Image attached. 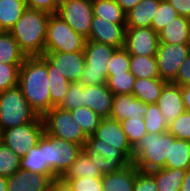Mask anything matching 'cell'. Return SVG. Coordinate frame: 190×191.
I'll list each match as a JSON object with an SVG mask.
<instances>
[{"instance_id": "1", "label": "cell", "mask_w": 190, "mask_h": 191, "mask_svg": "<svg viewBox=\"0 0 190 191\" xmlns=\"http://www.w3.org/2000/svg\"><path fill=\"white\" fill-rule=\"evenodd\" d=\"M132 149L121 123L113 118L101 120L95 133L82 146L88 156H103L106 174L116 173L132 164Z\"/></svg>"}, {"instance_id": "2", "label": "cell", "mask_w": 190, "mask_h": 191, "mask_svg": "<svg viewBox=\"0 0 190 191\" xmlns=\"http://www.w3.org/2000/svg\"><path fill=\"white\" fill-rule=\"evenodd\" d=\"M49 82L47 60L43 56L26 57L19 69L18 87L40 117L51 110Z\"/></svg>"}, {"instance_id": "3", "label": "cell", "mask_w": 190, "mask_h": 191, "mask_svg": "<svg viewBox=\"0 0 190 191\" xmlns=\"http://www.w3.org/2000/svg\"><path fill=\"white\" fill-rule=\"evenodd\" d=\"M49 16V13L27 7L9 31L26 57L43 55Z\"/></svg>"}, {"instance_id": "4", "label": "cell", "mask_w": 190, "mask_h": 191, "mask_svg": "<svg viewBox=\"0 0 190 191\" xmlns=\"http://www.w3.org/2000/svg\"><path fill=\"white\" fill-rule=\"evenodd\" d=\"M175 139L169 132L147 133L132 149V164L144 172L165 168Z\"/></svg>"}, {"instance_id": "5", "label": "cell", "mask_w": 190, "mask_h": 191, "mask_svg": "<svg viewBox=\"0 0 190 191\" xmlns=\"http://www.w3.org/2000/svg\"><path fill=\"white\" fill-rule=\"evenodd\" d=\"M38 144L44 149L45 161L56 178H62L82 152V145L46 133Z\"/></svg>"}, {"instance_id": "6", "label": "cell", "mask_w": 190, "mask_h": 191, "mask_svg": "<svg viewBox=\"0 0 190 191\" xmlns=\"http://www.w3.org/2000/svg\"><path fill=\"white\" fill-rule=\"evenodd\" d=\"M37 117L18 86L0 92V132L33 122Z\"/></svg>"}, {"instance_id": "7", "label": "cell", "mask_w": 190, "mask_h": 191, "mask_svg": "<svg viewBox=\"0 0 190 191\" xmlns=\"http://www.w3.org/2000/svg\"><path fill=\"white\" fill-rule=\"evenodd\" d=\"M86 38L78 34L56 13L50 14L44 52L72 53L84 51Z\"/></svg>"}, {"instance_id": "8", "label": "cell", "mask_w": 190, "mask_h": 191, "mask_svg": "<svg viewBox=\"0 0 190 191\" xmlns=\"http://www.w3.org/2000/svg\"><path fill=\"white\" fill-rule=\"evenodd\" d=\"M115 50L113 46L86 40L84 48L86 62L80 83L84 86L106 84L107 64Z\"/></svg>"}, {"instance_id": "9", "label": "cell", "mask_w": 190, "mask_h": 191, "mask_svg": "<svg viewBox=\"0 0 190 191\" xmlns=\"http://www.w3.org/2000/svg\"><path fill=\"white\" fill-rule=\"evenodd\" d=\"M41 118L44 124V132L49 136L82 146L88 138L82 127L73 119L71 111L60 107H53Z\"/></svg>"}, {"instance_id": "10", "label": "cell", "mask_w": 190, "mask_h": 191, "mask_svg": "<svg viewBox=\"0 0 190 191\" xmlns=\"http://www.w3.org/2000/svg\"><path fill=\"white\" fill-rule=\"evenodd\" d=\"M44 133L42 118L38 116L33 122L1 131L0 141L22 158L28 150L38 145Z\"/></svg>"}, {"instance_id": "11", "label": "cell", "mask_w": 190, "mask_h": 191, "mask_svg": "<svg viewBox=\"0 0 190 191\" xmlns=\"http://www.w3.org/2000/svg\"><path fill=\"white\" fill-rule=\"evenodd\" d=\"M56 14L78 34L88 38L94 17L92 0H61Z\"/></svg>"}, {"instance_id": "12", "label": "cell", "mask_w": 190, "mask_h": 191, "mask_svg": "<svg viewBox=\"0 0 190 191\" xmlns=\"http://www.w3.org/2000/svg\"><path fill=\"white\" fill-rule=\"evenodd\" d=\"M42 56L47 60L48 72L61 73L71 83L80 82L86 62L84 51L44 52Z\"/></svg>"}, {"instance_id": "13", "label": "cell", "mask_w": 190, "mask_h": 191, "mask_svg": "<svg viewBox=\"0 0 190 191\" xmlns=\"http://www.w3.org/2000/svg\"><path fill=\"white\" fill-rule=\"evenodd\" d=\"M189 53L190 49L186 43H160L155 56L160 79L166 82H173L182 62Z\"/></svg>"}, {"instance_id": "14", "label": "cell", "mask_w": 190, "mask_h": 191, "mask_svg": "<svg viewBox=\"0 0 190 191\" xmlns=\"http://www.w3.org/2000/svg\"><path fill=\"white\" fill-rule=\"evenodd\" d=\"M160 39L158 33L149 28H126L125 46L129 55L156 56Z\"/></svg>"}, {"instance_id": "15", "label": "cell", "mask_w": 190, "mask_h": 191, "mask_svg": "<svg viewBox=\"0 0 190 191\" xmlns=\"http://www.w3.org/2000/svg\"><path fill=\"white\" fill-rule=\"evenodd\" d=\"M126 24H115L94 16L90 33L86 40L113 46L116 49L125 46Z\"/></svg>"}, {"instance_id": "16", "label": "cell", "mask_w": 190, "mask_h": 191, "mask_svg": "<svg viewBox=\"0 0 190 191\" xmlns=\"http://www.w3.org/2000/svg\"><path fill=\"white\" fill-rule=\"evenodd\" d=\"M103 175H106V162L104 157L101 155L97 157L88 156L82 151L62 179L70 180L80 177L102 178Z\"/></svg>"}, {"instance_id": "17", "label": "cell", "mask_w": 190, "mask_h": 191, "mask_svg": "<svg viewBox=\"0 0 190 191\" xmlns=\"http://www.w3.org/2000/svg\"><path fill=\"white\" fill-rule=\"evenodd\" d=\"M156 105L169 125L174 119L186 111L181 96V86L167 82L157 99Z\"/></svg>"}, {"instance_id": "18", "label": "cell", "mask_w": 190, "mask_h": 191, "mask_svg": "<svg viewBox=\"0 0 190 191\" xmlns=\"http://www.w3.org/2000/svg\"><path fill=\"white\" fill-rule=\"evenodd\" d=\"M52 181L47 174L18 170L7 177V191H49Z\"/></svg>"}, {"instance_id": "19", "label": "cell", "mask_w": 190, "mask_h": 191, "mask_svg": "<svg viewBox=\"0 0 190 191\" xmlns=\"http://www.w3.org/2000/svg\"><path fill=\"white\" fill-rule=\"evenodd\" d=\"M147 110L148 104L132 94L114 95L110 118L119 122L127 118H143Z\"/></svg>"}, {"instance_id": "20", "label": "cell", "mask_w": 190, "mask_h": 191, "mask_svg": "<svg viewBox=\"0 0 190 191\" xmlns=\"http://www.w3.org/2000/svg\"><path fill=\"white\" fill-rule=\"evenodd\" d=\"M113 97L114 94L106 84L85 86V106L92 109L102 119L110 118Z\"/></svg>"}, {"instance_id": "21", "label": "cell", "mask_w": 190, "mask_h": 191, "mask_svg": "<svg viewBox=\"0 0 190 191\" xmlns=\"http://www.w3.org/2000/svg\"><path fill=\"white\" fill-rule=\"evenodd\" d=\"M160 0H141L126 13V28H149Z\"/></svg>"}, {"instance_id": "22", "label": "cell", "mask_w": 190, "mask_h": 191, "mask_svg": "<svg viewBox=\"0 0 190 191\" xmlns=\"http://www.w3.org/2000/svg\"><path fill=\"white\" fill-rule=\"evenodd\" d=\"M138 170L134 164H131L116 173L103 175V191H133Z\"/></svg>"}, {"instance_id": "23", "label": "cell", "mask_w": 190, "mask_h": 191, "mask_svg": "<svg viewBox=\"0 0 190 191\" xmlns=\"http://www.w3.org/2000/svg\"><path fill=\"white\" fill-rule=\"evenodd\" d=\"M166 83L160 78H138L133 85L132 95L145 104H156Z\"/></svg>"}, {"instance_id": "24", "label": "cell", "mask_w": 190, "mask_h": 191, "mask_svg": "<svg viewBox=\"0 0 190 191\" xmlns=\"http://www.w3.org/2000/svg\"><path fill=\"white\" fill-rule=\"evenodd\" d=\"M189 18L184 16L175 17L172 22L158 32L160 43L182 44L187 43Z\"/></svg>"}, {"instance_id": "25", "label": "cell", "mask_w": 190, "mask_h": 191, "mask_svg": "<svg viewBox=\"0 0 190 191\" xmlns=\"http://www.w3.org/2000/svg\"><path fill=\"white\" fill-rule=\"evenodd\" d=\"M20 170L29 173L47 174L53 180L56 179L54 174L48 168V164L45 161L44 149L39 144L28 150V152L21 158Z\"/></svg>"}, {"instance_id": "26", "label": "cell", "mask_w": 190, "mask_h": 191, "mask_svg": "<svg viewBox=\"0 0 190 191\" xmlns=\"http://www.w3.org/2000/svg\"><path fill=\"white\" fill-rule=\"evenodd\" d=\"M149 173L154 177L158 191H180L186 170L163 168Z\"/></svg>"}, {"instance_id": "27", "label": "cell", "mask_w": 190, "mask_h": 191, "mask_svg": "<svg viewBox=\"0 0 190 191\" xmlns=\"http://www.w3.org/2000/svg\"><path fill=\"white\" fill-rule=\"evenodd\" d=\"M93 15L115 24H126V13L117 0H92Z\"/></svg>"}, {"instance_id": "28", "label": "cell", "mask_w": 190, "mask_h": 191, "mask_svg": "<svg viewBox=\"0 0 190 191\" xmlns=\"http://www.w3.org/2000/svg\"><path fill=\"white\" fill-rule=\"evenodd\" d=\"M26 8L25 0H0V29L9 32Z\"/></svg>"}, {"instance_id": "29", "label": "cell", "mask_w": 190, "mask_h": 191, "mask_svg": "<svg viewBox=\"0 0 190 191\" xmlns=\"http://www.w3.org/2000/svg\"><path fill=\"white\" fill-rule=\"evenodd\" d=\"M26 55L20 50L17 41L10 32L0 33V63L22 64Z\"/></svg>"}, {"instance_id": "30", "label": "cell", "mask_w": 190, "mask_h": 191, "mask_svg": "<svg viewBox=\"0 0 190 191\" xmlns=\"http://www.w3.org/2000/svg\"><path fill=\"white\" fill-rule=\"evenodd\" d=\"M129 71L138 78H160L155 56L130 55Z\"/></svg>"}, {"instance_id": "31", "label": "cell", "mask_w": 190, "mask_h": 191, "mask_svg": "<svg viewBox=\"0 0 190 191\" xmlns=\"http://www.w3.org/2000/svg\"><path fill=\"white\" fill-rule=\"evenodd\" d=\"M165 168L190 169V141L176 138L171 143L170 159L166 160Z\"/></svg>"}, {"instance_id": "32", "label": "cell", "mask_w": 190, "mask_h": 191, "mask_svg": "<svg viewBox=\"0 0 190 191\" xmlns=\"http://www.w3.org/2000/svg\"><path fill=\"white\" fill-rule=\"evenodd\" d=\"M51 109L59 107L63 102L71 82L61 73L48 72Z\"/></svg>"}, {"instance_id": "33", "label": "cell", "mask_w": 190, "mask_h": 191, "mask_svg": "<svg viewBox=\"0 0 190 191\" xmlns=\"http://www.w3.org/2000/svg\"><path fill=\"white\" fill-rule=\"evenodd\" d=\"M73 119L82 127L87 136L95 133L96 128L99 126L102 118L95 113L92 109L82 106L71 111Z\"/></svg>"}, {"instance_id": "34", "label": "cell", "mask_w": 190, "mask_h": 191, "mask_svg": "<svg viewBox=\"0 0 190 191\" xmlns=\"http://www.w3.org/2000/svg\"><path fill=\"white\" fill-rule=\"evenodd\" d=\"M143 119L147 133L162 134L168 132L169 125L156 104H148V110Z\"/></svg>"}, {"instance_id": "35", "label": "cell", "mask_w": 190, "mask_h": 191, "mask_svg": "<svg viewBox=\"0 0 190 191\" xmlns=\"http://www.w3.org/2000/svg\"><path fill=\"white\" fill-rule=\"evenodd\" d=\"M135 81V76L130 71H126L114 76H107L106 85L114 95L132 94Z\"/></svg>"}, {"instance_id": "36", "label": "cell", "mask_w": 190, "mask_h": 191, "mask_svg": "<svg viewBox=\"0 0 190 191\" xmlns=\"http://www.w3.org/2000/svg\"><path fill=\"white\" fill-rule=\"evenodd\" d=\"M21 158L0 141V176L10 177L20 170Z\"/></svg>"}, {"instance_id": "37", "label": "cell", "mask_w": 190, "mask_h": 191, "mask_svg": "<svg viewBox=\"0 0 190 191\" xmlns=\"http://www.w3.org/2000/svg\"><path fill=\"white\" fill-rule=\"evenodd\" d=\"M177 16H179L178 12L167 0H160L158 9L151 22V28L158 33Z\"/></svg>"}, {"instance_id": "38", "label": "cell", "mask_w": 190, "mask_h": 191, "mask_svg": "<svg viewBox=\"0 0 190 191\" xmlns=\"http://www.w3.org/2000/svg\"><path fill=\"white\" fill-rule=\"evenodd\" d=\"M82 106H85V86L80 82L71 83L59 107L72 111Z\"/></svg>"}, {"instance_id": "39", "label": "cell", "mask_w": 190, "mask_h": 191, "mask_svg": "<svg viewBox=\"0 0 190 191\" xmlns=\"http://www.w3.org/2000/svg\"><path fill=\"white\" fill-rule=\"evenodd\" d=\"M120 123L132 147L147 134L143 118H127L121 120Z\"/></svg>"}, {"instance_id": "40", "label": "cell", "mask_w": 190, "mask_h": 191, "mask_svg": "<svg viewBox=\"0 0 190 191\" xmlns=\"http://www.w3.org/2000/svg\"><path fill=\"white\" fill-rule=\"evenodd\" d=\"M130 55L123 48L116 49L107 64V76L125 73L129 71Z\"/></svg>"}, {"instance_id": "41", "label": "cell", "mask_w": 190, "mask_h": 191, "mask_svg": "<svg viewBox=\"0 0 190 191\" xmlns=\"http://www.w3.org/2000/svg\"><path fill=\"white\" fill-rule=\"evenodd\" d=\"M21 65L0 63V92L18 86Z\"/></svg>"}, {"instance_id": "42", "label": "cell", "mask_w": 190, "mask_h": 191, "mask_svg": "<svg viewBox=\"0 0 190 191\" xmlns=\"http://www.w3.org/2000/svg\"><path fill=\"white\" fill-rule=\"evenodd\" d=\"M168 132L177 139L190 141V112L185 111L174 119L169 124Z\"/></svg>"}, {"instance_id": "43", "label": "cell", "mask_w": 190, "mask_h": 191, "mask_svg": "<svg viewBox=\"0 0 190 191\" xmlns=\"http://www.w3.org/2000/svg\"><path fill=\"white\" fill-rule=\"evenodd\" d=\"M71 187L72 191H103L102 178H72L64 180Z\"/></svg>"}, {"instance_id": "44", "label": "cell", "mask_w": 190, "mask_h": 191, "mask_svg": "<svg viewBox=\"0 0 190 191\" xmlns=\"http://www.w3.org/2000/svg\"><path fill=\"white\" fill-rule=\"evenodd\" d=\"M133 191H158L154 177L149 172H136Z\"/></svg>"}, {"instance_id": "45", "label": "cell", "mask_w": 190, "mask_h": 191, "mask_svg": "<svg viewBox=\"0 0 190 191\" xmlns=\"http://www.w3.org/2000/svg\"><path fill=\"white\" fill-rule=\"evenodd\" d=\"M61 0H25L28 8L44 11L49 14L57 13Z\"/></svg>"}, {"instance_id": "46", "label": "cell", "mask_w": 190, "mask_h": 191, "mask_svg": "<svg viewBox=\"0 0 190 191\" xmlns=\"http://www.w3.org/2000/svg\"><path fill=\"white\" fill-rule=\"evenodd\" d=\"M172 83L180 86L190 84V53L182 62L176 75V79Z\"/></svg>"}, {"instance_id": "47", "label": "cell", "mask_w": 190, "mask_h": 191, "mask_svg": "<svg viewBox=\"0 0 190 191\" xmlns=\"http://www.w3.org/2000/svg\"><path fill=\"white\" fill-rule=\"evenodd\" d=\"M180 16L190 19V0H167Z\"/></svg>"}, {"instance_id": "48", "label": "cell", "mask_w": 190, "mask_h": 191, "mask_svg": "<svg viewBox=\"0 0 190 191\" xmlns=\"http://www.w3.org/2000/svg\"><path fill=\"white\" fill-rule=\"evenodd\" d=\"M49 191H72V189L62 178H56L52 181Z\"/></svg>"}, {"instance_id": "49", "label": "cell", "mask_w": 190, "mask_h": 191, "mask_svg": "<svg viewBox=\"0 0 190 191\" xmlns=\"http://www.w3.org/2000/svg\"><path fill=\"white\" fill-rule=\"evenodd\" d=\"M181 96L186 111L190 112V84L181 86Z\"/></svg>"}, {"instance_id": "50", "label": "cell", "mask_w": 190, "mask_h": 191, "mask_svg": "<svg viewBox=\"0 0 190 191\" xmlns=\"http://www.w3.org/2000/svg\"><path fill=\"white\" fill-rule=\"evenodd\" d=\"M141 0H117L118 5L123 9L125 13L129 12L135 7Z\"/></svg>"}, {"instance_id": "51", "label": "cell", "mask_w": 190, "mask_h": 191, "mask_svg": "<svg viewBox=\"0 0 190 191\" xmlns=\"http://www.w3.org/2000/svg\"><path fill=\"white\" fill-rule=\"evenodd\" d=\"M180 191H190V169L186 170Z\"/></svg>"}, {"instance_id": "52", "label": "cell", "mask_w": 190, "mask_h": 191, "mask_svg": "<svg viewBox=\"0 0 190 191\" xmlns=\"http://www.w3.org/2000/svg\"><path fill=\"white\" fill-rule=\"evenodd\" d=\"M0 191H7V177L0 176Z\"/></svg>"}, {"instance_id": "53", "label": "cell", "mask_w": 190, "mask_h": 191, "mask_svg": "<svg viewBox=\"0 0 190 191\" xmlns=\"http://www.w3.org/2000/svg\"><path fill=\"white\" fill-rule=\"evenodd\" d=\"M190 49V19H189V23H188V31H187V43Z\"/></svg>"}]
</instances>
